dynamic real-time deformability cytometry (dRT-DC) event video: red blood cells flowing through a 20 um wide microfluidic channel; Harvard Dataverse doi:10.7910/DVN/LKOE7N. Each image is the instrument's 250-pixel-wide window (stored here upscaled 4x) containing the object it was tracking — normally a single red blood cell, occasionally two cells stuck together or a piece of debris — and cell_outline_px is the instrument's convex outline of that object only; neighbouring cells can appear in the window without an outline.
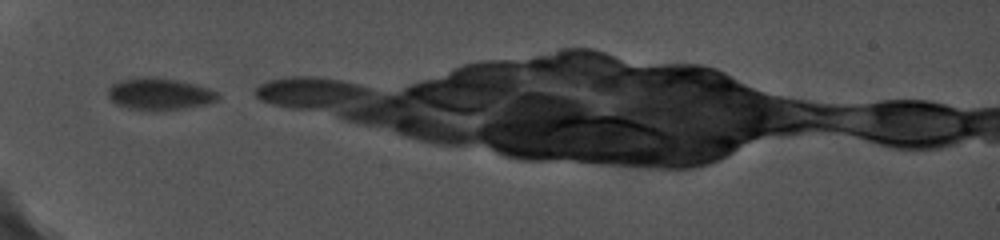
{"species": "common noctule bat (a hibernating species)", "species_latin": "Nyctalus noctula", "temperature_condition": "cold", "stored_images_in_passage": 8, "camera_frame_rate_fps": 5000, "um_per_image_px": 0.085, "animal": {"sex": "female", "body_mass_g": 19.0, "forearm_length_mm": 56.7}, "frame": {"image": 1, "passage_image": 1, "time_ms": 0.0, "image_size_px": [1000, 240], "cell_outline_px": [[220, 96], [216, 100], [204, 104], [180, 108], [128, 108], [116, 104], [108, 96], [108, 88], [112, 84], [120, 80], [148, 76], [176, 80], [196, 84], [208, 88], [216, 92]], "centroid_in_image_um": [13.53, 7.94], "position_along_channel_um": 71.5, "area_um2": 19.59}}